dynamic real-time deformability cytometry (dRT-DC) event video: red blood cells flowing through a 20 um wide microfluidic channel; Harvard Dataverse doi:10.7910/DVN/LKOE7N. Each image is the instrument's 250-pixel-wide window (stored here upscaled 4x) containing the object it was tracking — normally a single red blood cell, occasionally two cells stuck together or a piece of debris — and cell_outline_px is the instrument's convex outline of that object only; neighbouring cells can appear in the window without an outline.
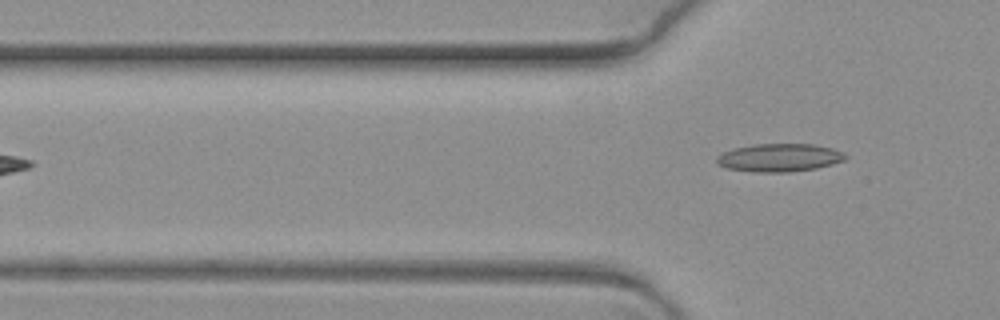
{"species": "common noctule bat (a hibernating species)", "species_latin": "Nyctalus noctula", "temperature_condition": "warm", "stored_images_in_passage": 2, "camera_frame_rate_fps": 3000, "um_per_image_px": 0.085, "animal": {"sex": "female", "body_mass_g": 19.3, "forearm_length_mm": 54.1}, "frame": {"image": 1, "passage_image": 2, "time_ms": 0.333, "image_size_px": [1000, 320], "cell_outline_px": [[848, 156], [844, 160], [832, 164], [816, 168], [788, 172], [756, 172], [728, 168], [716, 164], [716, 156], [732, 148], [752, 144], [816, 144], [832, 148], [844, 152]], "centroid_in_image_um": [66.25, 13.39], "position_along_channel_um": 59.6, "area_um2": 21.15}}